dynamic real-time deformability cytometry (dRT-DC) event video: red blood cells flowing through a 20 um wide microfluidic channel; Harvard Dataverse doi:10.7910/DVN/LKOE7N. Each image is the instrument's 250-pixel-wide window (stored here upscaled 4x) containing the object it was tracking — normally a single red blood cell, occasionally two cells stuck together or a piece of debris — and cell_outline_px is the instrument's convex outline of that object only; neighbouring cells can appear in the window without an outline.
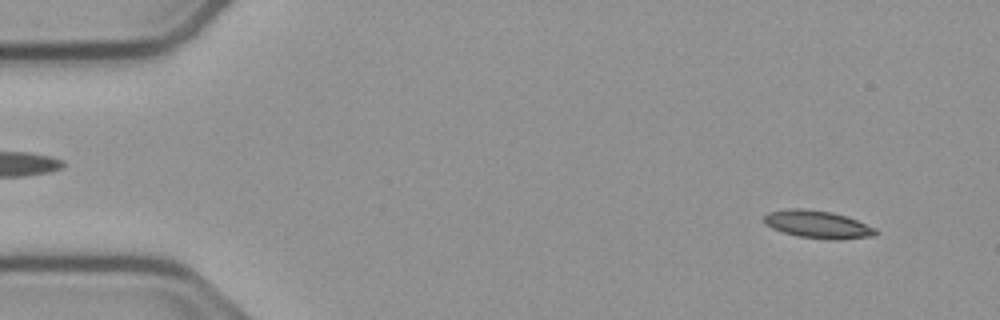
{"species": "common noctule bat (a hibernating species)", "species_latin": "Nyctalus noctula", "temperature_condition": "cold", "stored_images_in_passage": 54, "camera_frame_rate_fps": 3000, "um_per_image_px": 0.085, "animal": {"sex": "male", "body_mass_g": 23.1, "forearm_length_mm": 52.7}, "frame": {"image": 1, "passage_image": 4, "time_ms": 1.0, "image_size_px": [1000, 320], "cell_outline_px": [[880, 232], [876, 236], [836, 240], [828, 240], [796, 236], [772, 228], [764, 224], [764, 216], [768, 212], [788, 208], [804, 208], [832, 212], [856, 220], [876, 228]], "centroid_in_image_um": [69.51, 19.08], "position_along_channel_um": 15.5, "area_um2": 18.21}}
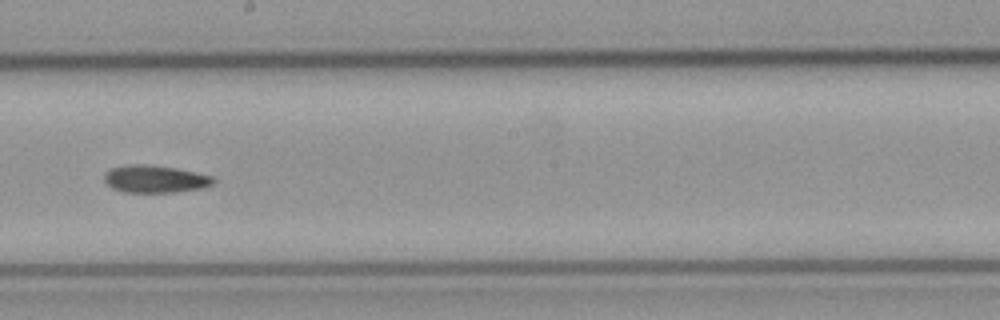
{"frame": {"image": 2, "passage_image": 30, "time_ms": 9.667, "image_size_px": [1000, 320], "cell_outline_px": [[216, 184], [200, 188], [176, 192], [124, 192], [112, 188], [104, 184], [104, 172], [112, 168], [128, 164], [152, 164], [176, 168], [196, 172], [212, 176], [216, 180]], "centroid_in_image_um": [13.17, 15.21], "position_along_channel_um": 235.0, "area_um2": 17.74}}
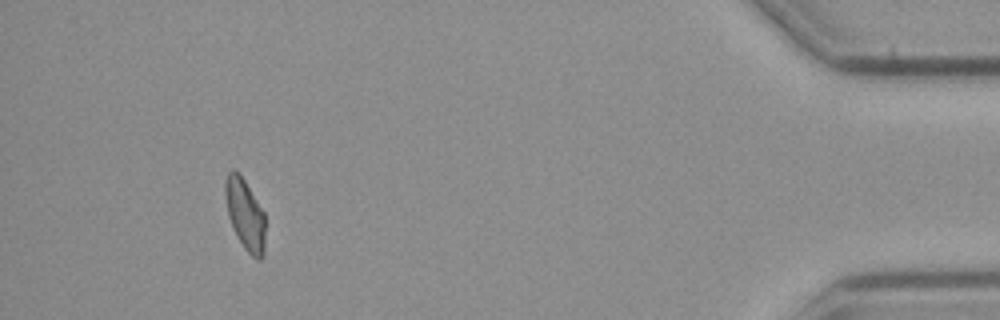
{"frame": {"image": 3, "passage_image": 50, "time_ms": 16.333, "image_size_px": [1000, 320], "cell_outline_px": [[264, 256], [260, 260], [256, 260], [244, 248], [236, 236], [232, 228], [228, 216], [224, 192], [224, 180], [228, 172], [232, 168], [240, 172], [264, 212]], "centroid_in_image_um": [20.81, 18.2], "position_along_channel_um": 414.4, "area_um2": 16.88}}